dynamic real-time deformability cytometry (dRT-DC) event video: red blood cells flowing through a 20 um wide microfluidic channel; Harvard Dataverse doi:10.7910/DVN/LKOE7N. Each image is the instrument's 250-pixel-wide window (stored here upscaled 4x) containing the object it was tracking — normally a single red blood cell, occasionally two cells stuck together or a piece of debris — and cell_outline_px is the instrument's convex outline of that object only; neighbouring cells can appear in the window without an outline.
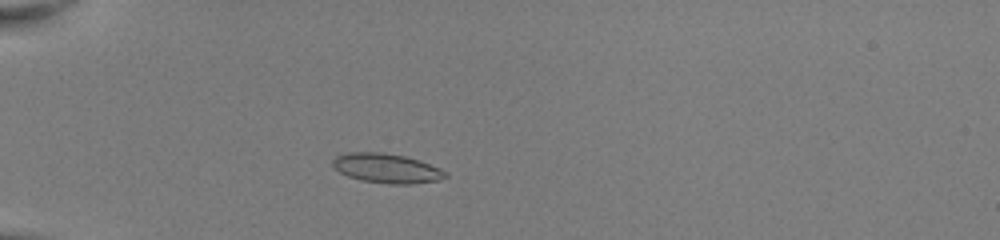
{"species": "common noctule bat (a hibernating species)", "species_latin": "Nyctalus noctula", "temperature_condition": "room temperature", "stored_images_in_passage": 45, "camera_frame_rate_fps": 3000, "um_per_image_px": 0.085, "animal": {"sex": "female", "body_mass_g": 22.0, "forearm_length_mm": 56.7}, "frame": {"image": 1, "passage_image": 10, "time_ms": 3.0, "image_size_px": [1000, 240], "cell_outline_px": [[448, 176], [436, 180], [412, 184], [388, 184], [360, 180], [348, 176], [332, 168], [332, 160], [336, 156], [348, 152], [380, 152], [404, 156], [440, 168]], "centroid_in_image_um": [32.79, 14.31], "position_along_channel_um": 52.2, "area_um2": 19.19}}
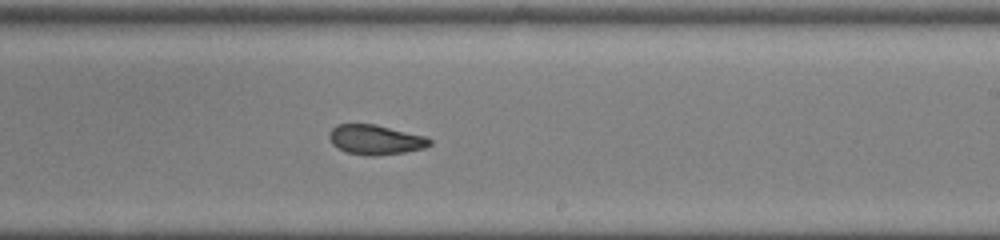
{"frame": {"image": 2, "passage_image": 27, "time_ms": 8.667, "image_size_px": [1000, 240], "cell_outline_px": [[432, 144], [424, 148], [404, 152], [376, 156], [368, 156], [348, 152], [332, 144], [328, 136], [332, 128], [336, 124], [376, 124], [424, 136], [432, 140]], "centroid_in_image_um": [31.92, 11.87], "position_along_channel_um": 257.1, "area_um2": 17.34}}
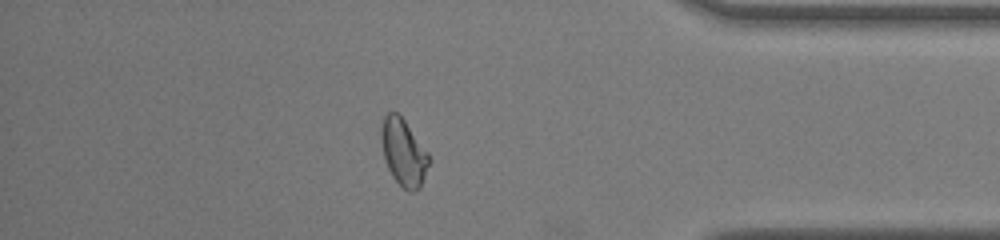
{"frame": {"image": 3, "passage_image": 39, "time_ms": 12.667, "image_size_px": [1000, 240], "cell_outline_px": [[432, 160], [420, 188], [412, 192], [408, 192], [392, 176], [388, 168], [384, 156], [380, 140], [380, 128], [384, 116], [388, 112], [396, 112], [404, 120], [428, 152]], "centroid_in_image_um": [34.31, 12.96], "position_along_channel_um": 400.9, "area_um2": 18.73}, "authors_computed_cell_mechanics": {"area_um2": 18.6116, "velocity_mm_per_s": 4.0658, "shape_relaxation_time_tau1_ms": null, "shape_relaxation_time_tau2_ms": 1.8815, "deformation_change_tau1": null, "deformation_change_tau2": 0.064}}